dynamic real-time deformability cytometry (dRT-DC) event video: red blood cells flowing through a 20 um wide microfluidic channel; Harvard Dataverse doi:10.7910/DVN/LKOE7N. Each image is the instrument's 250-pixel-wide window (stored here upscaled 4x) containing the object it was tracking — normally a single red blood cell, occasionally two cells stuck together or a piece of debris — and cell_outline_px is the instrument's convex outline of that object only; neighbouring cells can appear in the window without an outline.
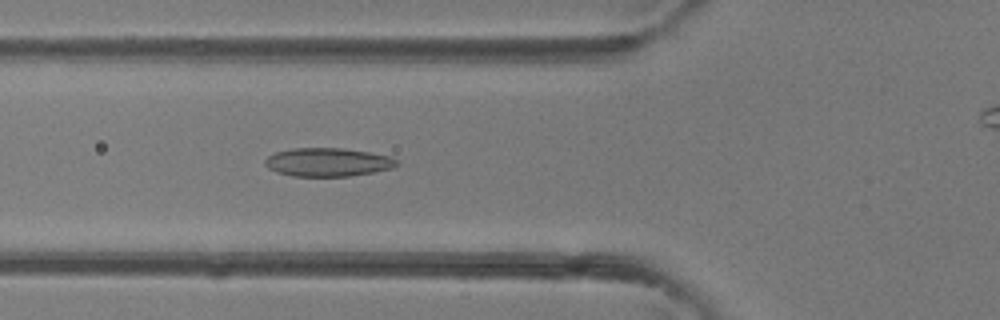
{"species": "common noctule bat (a hibernating species)", "species_latin": "Nyctalus noctula", "temperature_condition": "room temperature", "stored_images_in_passage": 38, "camera_frame_rate_fps": 3000, "um_per_image_px": 0.085, "animal": {"sex": "female"}, "frame": {"image": 1, "passage_image": 16, "time_ms": 5.0, "image_size_px": [1000, 320], "cell_outline_px": [[400, 164], [392, 168], [372, 172], [348, 176], [292, 176], [276, 172], [268, 168], [264, 164], [264, 160], [268, 156], [276, 152], [292, 148], [344, 148], [392, 156], [400, 160]], "centroid_in_image_um": [27.88, 13.78], "position_along_channel_um": 97.9, "area_um2": 22.02}}
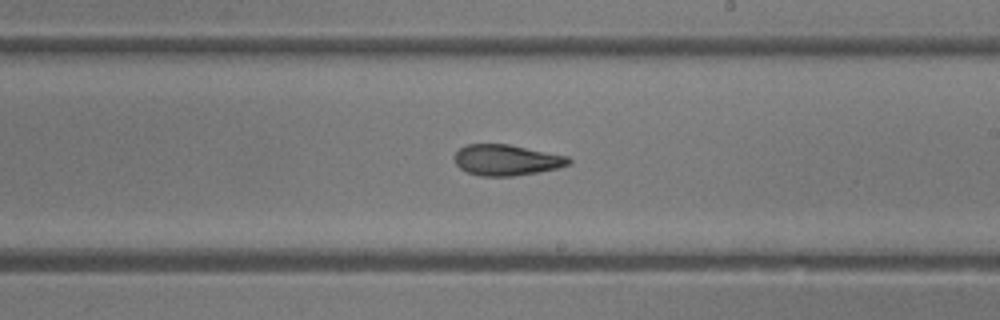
{"frame": {"image": 2, "passage_image": 25, "time_ms": 8.0, "image_size_px": [1000, 320], "cell_outline_px": [[572, 164], [540, 172], [512, 176], [480, 176], [468, 172], [460, 168], [456, 164], [456, 152], [460, 148], [468, 144], [508, 144], [568, 156], [572, 160]], "centroid_in_image_um": [43.09, 13.6], "position_along_channel_um": 245.9, "area_um2": 20.46}}
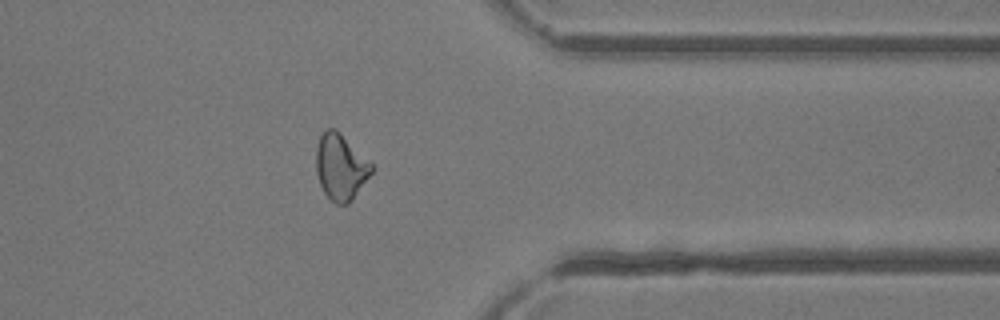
{"frame": {"image": 3, "passage_image": 34, "time_ms": 11.0, "image_size_px": [1000, 320], "cell_outline_px": [[376, 168], [352, 200], [348, 204], [336, 204], [324, 192], [320, 184], [316, 172], [316, 148], [320, 136], [328, 128], [336, 128]], "centroid_in_image_um": [28.96, 14.19], "position_along_channel_um": 382.4, "area_um2": 21.27}}